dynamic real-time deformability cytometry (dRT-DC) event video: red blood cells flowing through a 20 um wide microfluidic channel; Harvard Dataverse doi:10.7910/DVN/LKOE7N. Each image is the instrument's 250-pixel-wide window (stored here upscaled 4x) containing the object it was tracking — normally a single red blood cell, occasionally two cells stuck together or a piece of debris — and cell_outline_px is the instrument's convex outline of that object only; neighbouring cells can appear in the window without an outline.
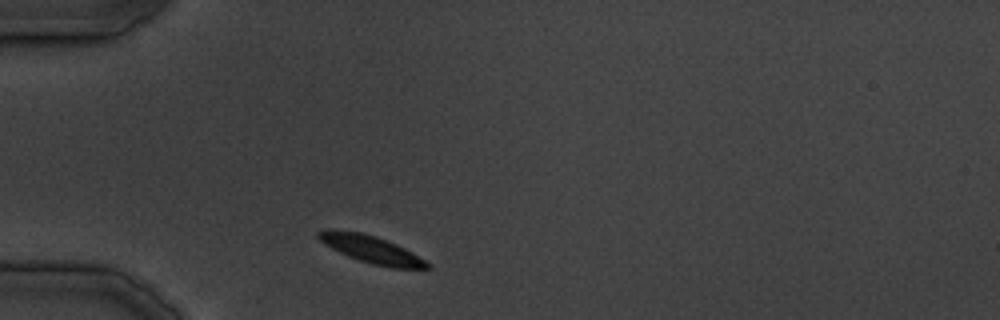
{"species": "common noctule bat (a hibernating species)", "species_latin": "Nyctalus noctula", "temperature_condition": "cold", "stored_images_in_passage": 28, "camera_frame_rate_fps": 3000, "um_per_image_px": 0.085, "animal": {"sex": "male", "body_mass_g": 19.5, "forearm_length_mm": 54.6}, "frame": {"image": 1, "passage_image": 1, "time_ms": 0.0, "image_size_px": [1000, 320], "cell_outline_px": [[432, 268], [392, 268], [372, 264], [348, 256], [332, 248], [320, 240], [316, 236], [316, 232], [328, 228], [332, 228], [360, 232], [376, 236], [396, 244], [412, 252], [424, 260]], "centroid_in_image_um": [31.51, 21.17], "position_along_channel_um": 53.5, "area_um2": 17.22}}
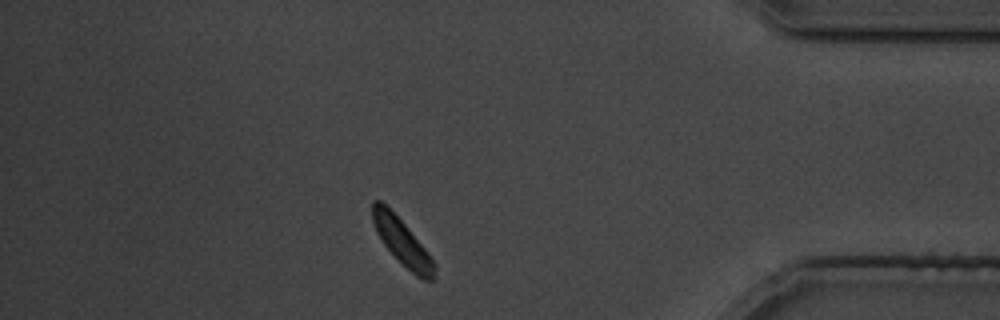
{"frame": {"image": 2, "passage_image": 23, "time_ms": 28.0, "image_size_px": [1000, 320], "cell_outline_px": [[436, 276], [432, 280], [424, 280], [416, 276], [384, 244], [376, 232], [372, 220], [372, 200], [380, 200], [404, 224], [424, 248], [432, 260]], "centroid_in_image_um": [34.15, 20.55], "position_along_channel_um": 401.0, "area_um2": 15.84}}
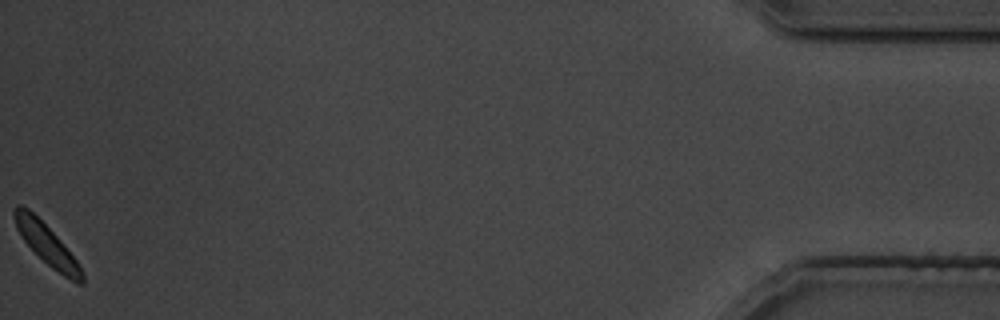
{"frame": {"image": 3, "passage_image": 28, "time_ms": 34.0, "image_size_px": [1000, 320], "cell_outline_px": [[84, 284], [80, 284], [64, 276], [52, 268], [24, 240], [16, 228], [12, 216], [12, 208], [16, 204], [20, 204], [28, 208], [56, 236], [76, 260], [84, 272]], "centroid_in_image_um": [3.94, 20.74], "position_along_channel_um": 431.3, "area_um2": 15.61}}